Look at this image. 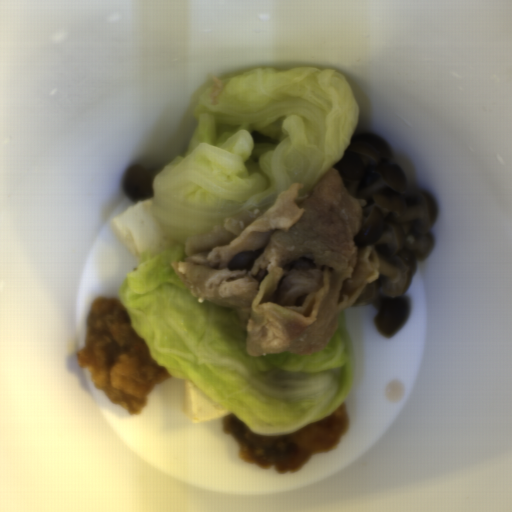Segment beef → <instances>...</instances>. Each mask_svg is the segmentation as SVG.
Segmentation results:
<instances>
[{
    "label": "beef",
    "mask_w": 512,
    "mask_h": 512,
    "mask_svg": "<svg viewBox=\"0 0 512 512\" xmlns=\"http://www.w3.org/2000/svg\"><path fill=\"white\" fill-rule=\"evenodd\" d=\"M303 187L189 237L184 258L170 263L197 301L233 309L247 325L252 358L323 350L340 312L379 277L374 246L354 240L367 199L351 195L333 167L307 194Z\"/></svg>",
    "instance_id": "obj_1"
}]
</instances>
